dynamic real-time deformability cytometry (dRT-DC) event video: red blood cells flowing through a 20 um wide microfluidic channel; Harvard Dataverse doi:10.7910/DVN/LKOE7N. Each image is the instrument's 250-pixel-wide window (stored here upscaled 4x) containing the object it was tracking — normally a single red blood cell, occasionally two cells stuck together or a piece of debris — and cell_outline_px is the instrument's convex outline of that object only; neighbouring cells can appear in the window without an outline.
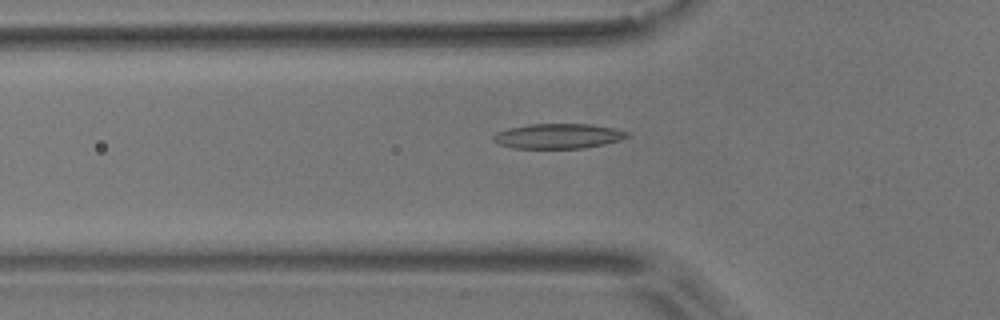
{"species": "common noctule bat (a hibernating species)", "species_latin": "Nyctalus noctula", "temperature_condition": "room temperature", "stored_images_in_passage": 55, "camera_frame_rate_fps": 3000, "um_per_image_px": 0.085, "animal": {"sex": "male", "body_mass_g": 17.9}, "frame": {"image": 1, "passage_image": 18, "time_ms": 5.667, "image_size_px": [1000, 320], "cell_outline_px": [[628, 136], [620, 140], [604, 144], [584, 148], [512, 148], [500, 144], [492, 140], [492, 136], [496, 132], [508, 128], [528, 124], [592, 124], [612, 128], [628, 132]], "centroid_in_image_um": [47.4, 11.56], "position_along_channel_um": 78.4, "area_um2": 19.42}}
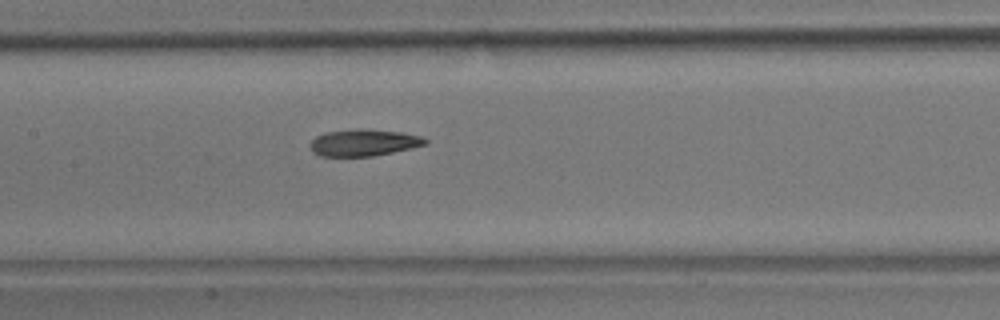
{"frame": {"image": 2, "passage_image": 26, "time_ms": 8.333, "image_size_px": [1000, 320], "cell_outline_px": [[428, 144], [412, 148], [372, 156], [320, 156], [312, 152], [308, 144], [316, 136], [324, 132], [356, 128], [360, 128], [400, 132], [420, 136], [428, 140]], "centroid_in_image_um": [30.88, 12.12], "position_along_channel_um": 176.5, "area_um2": 18.09}}
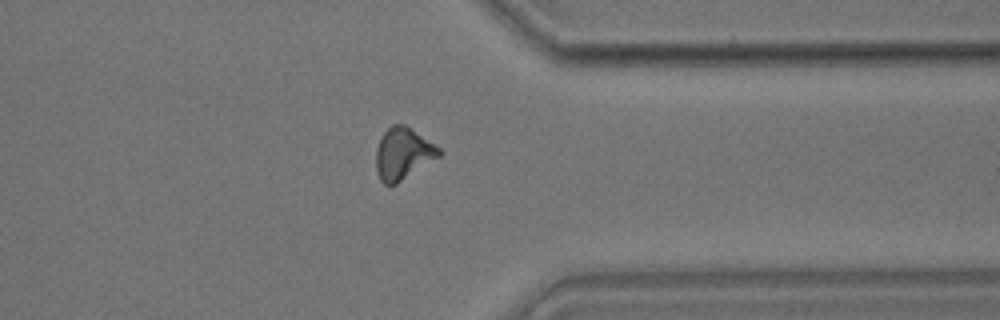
{"frame": {"image": 3, "passage_image": 43, "time_ms": 14.0, "image_size_px": [1000, 320], "cell_outline_px": [[444, 152], [440, 156], [396, 184], [384, 184], [380, 180], [376, 172], [376, 148], [384, 132], [392, 124], [404, 124], [440, 148]], "centroid_in_image_um": [34.25, 13.07], "position_along_channel_um": 377.2, "area_um2": 18.84}, "authors_computed_cell_mechanics": {"area_um2": 18.496, "velocity_mm_per_s": 3.6406, "shape_relaxation_time_tau1_ms": 9.9074, "shape_relaxation_time_tau2_ms": 3.741, "deformation_change_tau1": 0.2301, "deformation_change_tau2": 0.1334}}